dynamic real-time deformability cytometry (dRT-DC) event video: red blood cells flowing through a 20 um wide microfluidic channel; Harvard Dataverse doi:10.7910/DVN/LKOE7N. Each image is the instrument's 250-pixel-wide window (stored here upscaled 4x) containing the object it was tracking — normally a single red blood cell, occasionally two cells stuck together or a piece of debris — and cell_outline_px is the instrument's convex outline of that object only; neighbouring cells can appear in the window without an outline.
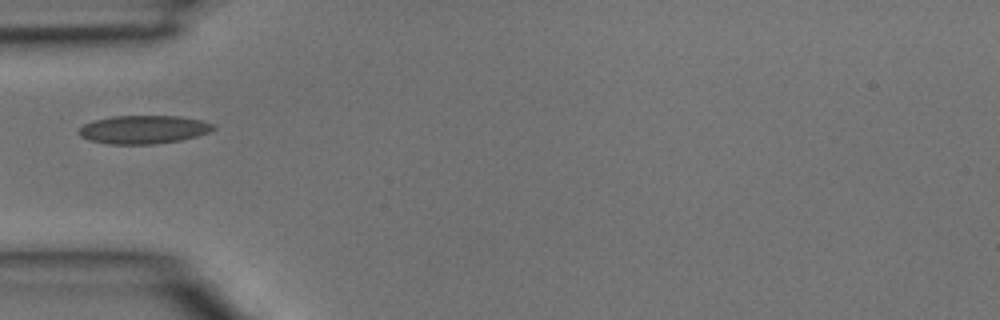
{"species": "common noctule bat (a hibernating species)", "species_latin": "Nyctalus noctula", "temperature_condition": "room temperature", "stored_images_in_passage": 3, "camera_frame_rate_fps": 3000, "um_per_image_px": 0.085, "animal": {"sex": "male", "body_mass_g": 15.6}, "frame": {"image": 1, "passage_image": 3, "time_ms": 0.667, "image_size_px": [1000, 320], "cell_outline_px": [[216, 128], [208, 132], [196, 136], [180, 140], [156, 144], [108, 144], [88, 140], [80, 136], [80, 128], [84, 124], [96, 120], [112, 116], [180, 116], [200, 120], [212, 124]], "centroid_in_image_um": [12.19, 11.01], "position_along_channel_um": 72.8, "area_um2": 22.02}}